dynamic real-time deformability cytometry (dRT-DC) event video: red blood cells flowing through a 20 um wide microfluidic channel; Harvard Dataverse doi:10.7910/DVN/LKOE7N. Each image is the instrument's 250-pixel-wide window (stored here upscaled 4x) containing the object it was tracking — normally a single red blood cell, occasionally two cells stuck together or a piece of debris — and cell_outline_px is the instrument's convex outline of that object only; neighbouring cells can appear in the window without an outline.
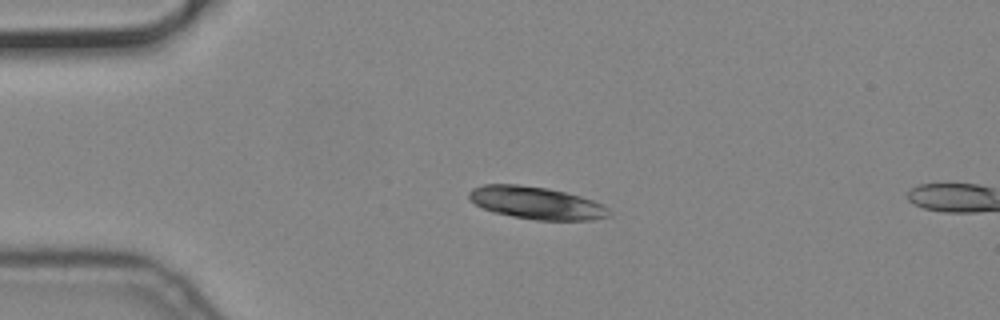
{"species": "common noctule bat (a hibernating species)", "species_latin": "Nyctalus noctula", "temperature_condition": "cold", "stored_images_in_passage": 2, "camera_frame_rate_fps": 3000, "um_per_image_px": 0.085, "animal": {"sex": "male", "body_mass_g": 19.2, "forearm_length_mm": 51.8}, "frame": {"image": 1, "passage_image": 1, "time_ms": 0.0, "image_size_px": [1000, 320], "cell_outline_px": [[612, 216], [592, 220], [536, 220], [512, 216], [492, 212], [476, 204], [468, 196], [468, 192], [472, 188], [484, 184], [516, 184], [548, 188], [580, 196], [604, 204], [608, 208]], "centroid_in_image_um": [45.61, 17.25], "position_along_channel_um": 39.4, "area_um2": 26.53}}